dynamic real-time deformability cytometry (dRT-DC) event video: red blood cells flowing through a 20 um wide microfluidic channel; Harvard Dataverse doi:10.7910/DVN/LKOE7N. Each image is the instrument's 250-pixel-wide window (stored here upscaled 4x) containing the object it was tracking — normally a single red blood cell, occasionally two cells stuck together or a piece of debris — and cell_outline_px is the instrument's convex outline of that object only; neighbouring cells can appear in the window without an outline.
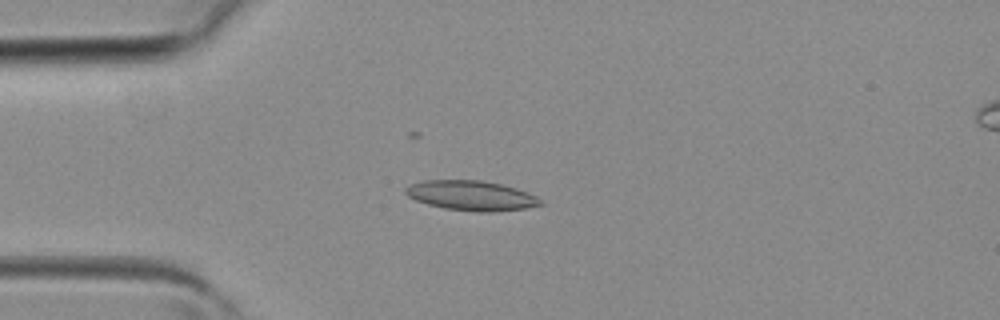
{"species": "common noctule bat (a hibernating species)", "species_latin": "Nyctalus noctula", "temperature_condition": "room temperature", "stored_images_in_passage": 3, "camera_frame_rate_fps": 3000, "um_per_image_px": 0.085, "animal": {"sex": "female", "body_mass_g": 19.3, "forearm_length_mm": 54.1}, "frame": {"image": 1, "passage_image": 2, "time_ms": 0.333, "image_size_px": [1000, 320], "cell_outline_px": [[544, 204], [524, 208], [492, 212], [476, 212], [444, 208], [428, 204], [416, 200], [408, 196], [404, 192], [404, 188], [408, 184], [424, 180], [480, 180], [504, 184], [528, 192], [536, 196]], "centroid_in_image_um": [40.04, 16.61], "position_along_channel_um": 45.0, "area_um2": 23.58}}